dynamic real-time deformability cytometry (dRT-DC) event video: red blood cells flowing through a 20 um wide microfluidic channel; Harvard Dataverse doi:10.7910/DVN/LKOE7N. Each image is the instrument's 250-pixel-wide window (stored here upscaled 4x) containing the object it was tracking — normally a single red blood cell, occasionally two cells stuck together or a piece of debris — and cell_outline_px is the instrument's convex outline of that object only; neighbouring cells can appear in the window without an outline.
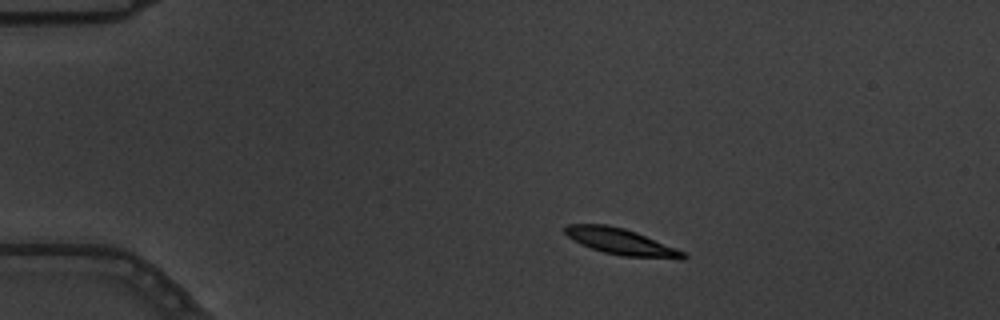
{"species": "common noctule bat (a hibernating species)", "species_latin": "Nyctalus noctula", "temperature_condition": "warm", "stored_images_in_passage": 5, "camera_frame_rate_fps": 3000, "um_per_image_px": 0.085, "animal": {"sex": "male", "body_mass_g": 19.5, "forearm_length_mm": 54.6}, "frame": {"image": 1, "passage_image": 2, "time_ms": 0.333, "image_size_px": [1000, 320], "cell_outline_px": [[688, 256], [684, 260], [680, 260], [624, 256], [604, 252], [580, 244], [572, 240], [564, 232], [564, 228], [568, 224], [608, 224], [624, 228], [636, 232], [676, 248], [684, 252]], "centroid_in_image_um": [52.82, 20.55], "position_along_channel_um": 32.2, "area_um2": 18.21}}